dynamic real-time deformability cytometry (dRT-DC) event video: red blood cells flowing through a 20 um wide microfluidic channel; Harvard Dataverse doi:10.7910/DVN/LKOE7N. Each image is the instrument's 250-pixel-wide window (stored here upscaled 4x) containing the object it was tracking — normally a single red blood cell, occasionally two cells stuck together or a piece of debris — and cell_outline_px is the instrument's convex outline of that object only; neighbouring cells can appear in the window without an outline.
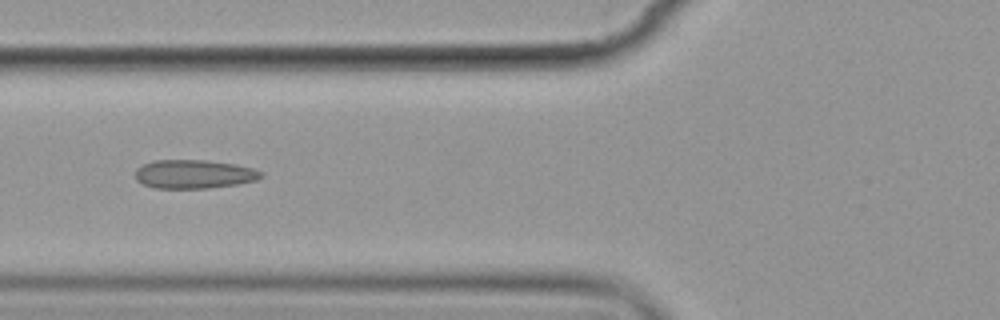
{"species": "common noctule bat (a hibernating species)", "species_latin": "Nyctalus noctula", "temperature_condition": "cold", "stored_images_in_passage": 8, "camera_frame_rate_fps": 3000, "um_per_image_px": 0.085, "animal": {"sex": "female", "body_mass_g": 19.9}, "frame": {"image": 1, "passage_image": 6, "time_ms": 6.0, "image_size_px": [1000, 320], "cell_outline_px": [[264, 176], [256, 180], [236, 184], [208, 188], [156, 188], [144, 184], [136, 180], [136, 168], [144, 164], [156, 160], [204, 160], [236, 164], [252, 168], [264, 172]], "centroid_in_image_um": [16.51, 14.8], "position_along_channel_um": 109.3, "area_um2": 20.98}}
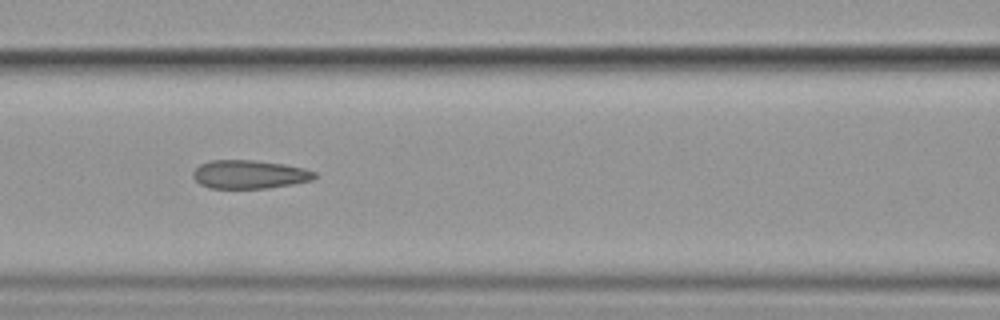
{"frame": {"image": 2, "passage_image": 7, "time_ms": 7.0, "image_size_px": [1000, 320], "cell_outline_px": [[316, 176], [312, 180], [292, 184], [268, 188], [208, 188], [200, 184], [192, 176], [192, 172], [200, 164], [208, 160], [256, 160], [284, 164], [304, 168], [316, 172]], "centroid_in_image_um": [21.18, 14.81], "position_along_channel_um": 145.4, "area_um2": 20.29}}
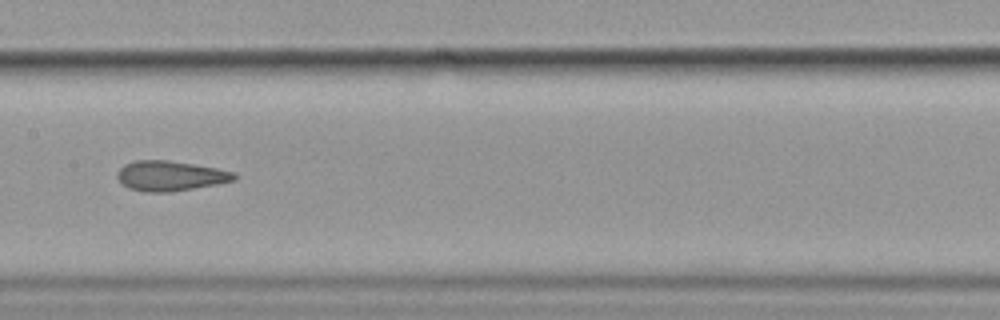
{"frame": {"image": 3, "passage_image": 8, "time_ms": 8.333, "image_size_px": [1000, 320], "cell_outline_px": [[236, 180], [216, 184], [172, 192], [144, 192], [128, 188], [120, 184], [116, 176], [116, 172], [124, 164], [136, 160], [168, 160], [216, 168], [236, 172]], "centroid_in_image_um": [14.43, 14.95], "position_along_channel_um": 193.0, "area_um2": 20.63}}